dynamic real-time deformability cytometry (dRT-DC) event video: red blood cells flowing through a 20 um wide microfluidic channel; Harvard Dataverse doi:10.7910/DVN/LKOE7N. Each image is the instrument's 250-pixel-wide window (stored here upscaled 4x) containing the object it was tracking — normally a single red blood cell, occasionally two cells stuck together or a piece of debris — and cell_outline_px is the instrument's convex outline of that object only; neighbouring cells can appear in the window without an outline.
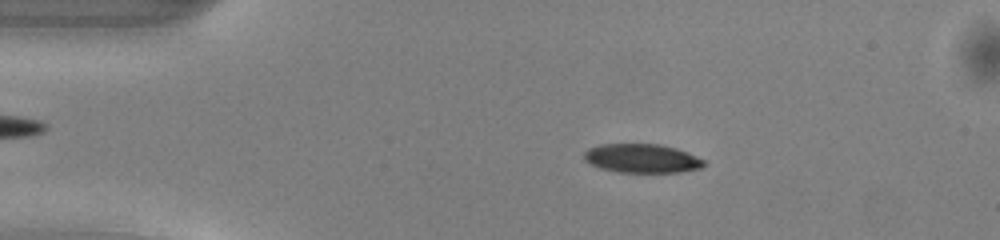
{"species": "common noctule bat (a hibernating species)", "species_latin": "Nyctalus noctula", "temperature_condition": "warm", "stored_images_in_passage": 49, "camera_frame_rate_fps": 3000, "um_per_image_px": 0.085, "animal": {"sex": "male", "body_mass_g": 13.0, "forearm_length_mm": 53.1}, "frame": {"image": 1, "passage_image": 9, "time_ms": 2.667, "image_size_px": [1000, 240], "cell_outline_px": [[708, 164], [700, 168], [680, 172], [616, 172], [600, 168], [584, 160], [584, 152], [588, 148], [600, 144], [660, 144], [676, 148], [688, 152], [704, 160]], "centroid_in_image_um": [54.57, 13.46], "position_along_channel_um": 30.4, "area_um2": 20.29}}
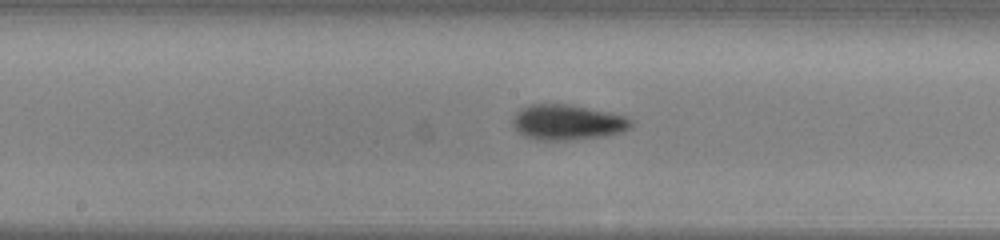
{"frame": {"image": 2, "passage_image": 25, "time_ms": 8.0, "image_size_px": [1000, 240], "cell_outline_px": [[632, 124], [624, 132], [604, 136], [568, 140], [536, 140], [524, 136], [512, 124], [512, 120], [516, 112], [520, 108], [528, 104], [572, 104], [608, 112], [624, 116], [632, 120]], "centroid_in_image_um": [48.21, 10.39], "position_along_channel_um": 200.0, "area_um2": 24.45}}
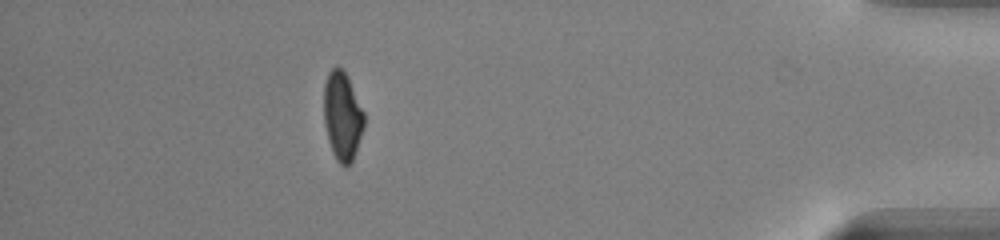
{"frame": {"image": 3, "passage_image": 44, "time_ms": 14.333, "image_size_px": [1000, 240], "cell_outline_px": [[364, 128], [352, 160], [344, 168], [336, 160], [332, 152], [328, 140], [324, 124], [324, 84], [328, 72], [336, 64], [348, 76], [364, 112]], "centroid_in_image_um": [29.09, 9.85], "position_along_channel_um": 406.1, "area_um2": 20.87}, "authors_computed_cell_mechanics": {"area_um2": 21.5594, "velocity_mm_per_s": 4.1165, "shape_relaxation_time_tau1_ms": 2.9862, "shape_relaxation_time_tau2_ms": 7.7743, "deformation_change_tau1": 0.1263, "deformation_change_tau2": 0.1198}}